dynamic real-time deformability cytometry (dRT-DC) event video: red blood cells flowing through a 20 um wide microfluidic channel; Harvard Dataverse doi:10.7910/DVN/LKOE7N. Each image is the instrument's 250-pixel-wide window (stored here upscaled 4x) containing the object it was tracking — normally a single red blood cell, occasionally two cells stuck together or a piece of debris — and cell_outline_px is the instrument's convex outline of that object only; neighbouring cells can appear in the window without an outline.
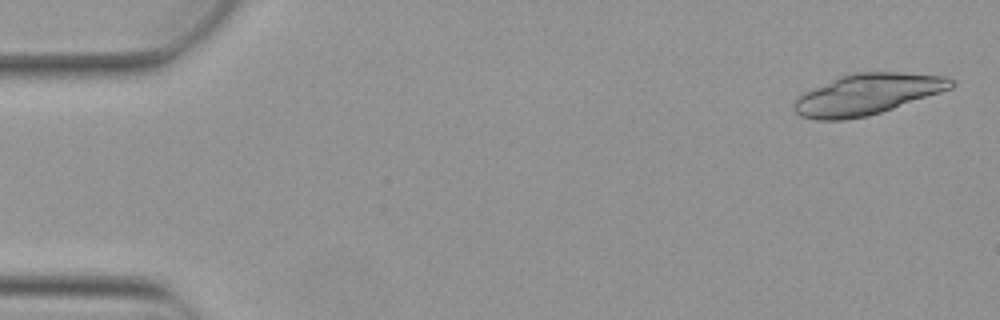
{"species": "Egyptian fruit bat (a non-hibernating species)", "species_latin": "Rousettus aegyptiacus", "temperature_condition": "warm", "stored_images_in_passage": 7, "camera_frame_rate_fps": 3000, "um_per_image_px": 0.085, "animal": {"sex": "female"}, "frame": {"image": 1, "passage_image": 1, "time_ms": 0.0, "image_size_px": [1000, 320], "cell_outline_px": [[956, 84], [952, 88], [868, 116], [844, 120], [816, 120], [800, 116], [792, 108], [792, 104], [804, 92], [836, 76], [856, 72], [900, 72], [948, 76]], "centroid_in_image_um": [73.68, 8.0], "position_along_channel_um": 11.3, "area_um2": 37.45}}
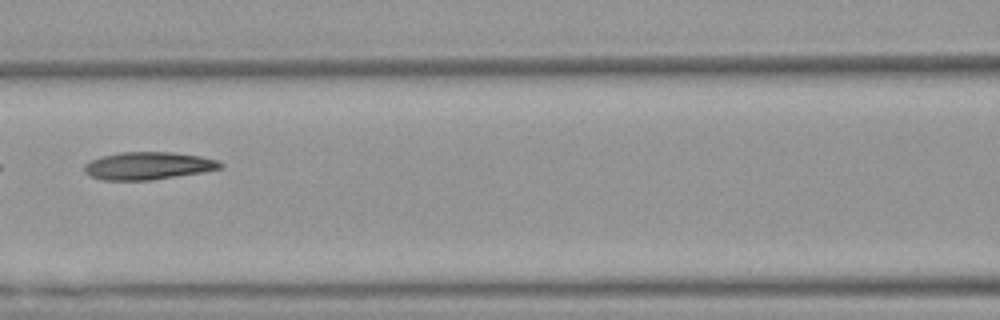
{"frame": {"image": 2, "passage_image": 7, "time_ms": 2.0, "image_size_px": [1000, 320], "cell_outline_px": [[224, 164], [220, 168], [204, 172], [152, 180], [100, 180], [84, 172], [84, 164], [88, 160], [100, 156], [120, 152], [172, 152], [200, 156], [216, 160]], "centroid_in_image_um": [12.55, 14.09], "position_along_channel_um": 154.1, "area_um2": 22.02}}